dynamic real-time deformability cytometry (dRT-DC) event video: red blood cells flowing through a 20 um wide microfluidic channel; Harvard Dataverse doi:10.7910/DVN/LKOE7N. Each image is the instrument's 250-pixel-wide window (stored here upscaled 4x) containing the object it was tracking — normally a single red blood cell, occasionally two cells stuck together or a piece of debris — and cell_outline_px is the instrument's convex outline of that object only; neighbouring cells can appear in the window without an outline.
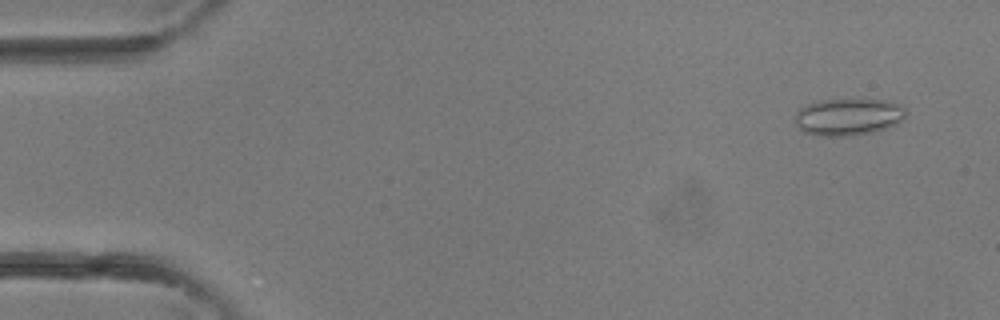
{"species": "common noctule bat (a hibernating species)", "species_latin": "Nyctalus noctula", "temperature_condition": "room temperature", "stored_images_in_passage": 3, "camera_frame_rate_fps": 3000, "um_per_image_px": 0.085, "animal": {"sex": "female"}, "frame": {"image": 1, "passage_image": 1, "time_ms": 0.0, "image_size_px": [1000, 320], "cell_outline_px": [[908, 112], [896, 124], [872, 132], [852, 136], [820, 136], [804, 132], [796, 124], [796, 112], [804, 104], [820, 100], [880, 100], [900, 104]], "centroid_in_image_um": [72.07, 9.94], "position_along_channel_um": 12.9, "area_um2": 23.76}}